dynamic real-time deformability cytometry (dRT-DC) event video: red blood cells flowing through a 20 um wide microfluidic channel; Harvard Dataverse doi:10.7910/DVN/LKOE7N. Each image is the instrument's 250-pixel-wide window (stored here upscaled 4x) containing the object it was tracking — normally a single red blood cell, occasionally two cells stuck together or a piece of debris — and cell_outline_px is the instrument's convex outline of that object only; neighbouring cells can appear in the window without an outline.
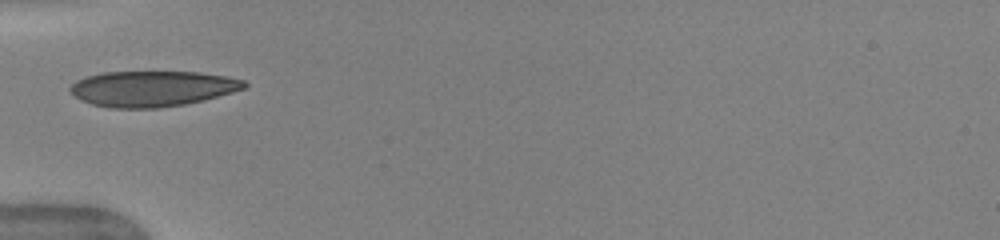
{"species": "human", "species_latin": "Homo sapiens", "temperature_condition": "warm", "stored_images_in_passage": 19, "camera_frame_rate_fps": 3000, "um_per_image_px": 0.085, "donor": {"sex": "female"}, "frame": {"image": 1, "passage_image": 1, "time_ms": 0.0, "image_size_px": [1000, 240], "cell_outline_px": [[248, 84], [244, 88], [232, 92], [204, 100], [184, 104], [156, 108], [108, 108], [92, 104], [80, 100], [68, 88], [76, 80], [88, 76], [104, 72], [200, 72], [224, 76], [244, 80]], "centroid_in_image_um": [12.93, 7.53], "position_along_channel_um": 72.1, "area_um2": 36.01}}